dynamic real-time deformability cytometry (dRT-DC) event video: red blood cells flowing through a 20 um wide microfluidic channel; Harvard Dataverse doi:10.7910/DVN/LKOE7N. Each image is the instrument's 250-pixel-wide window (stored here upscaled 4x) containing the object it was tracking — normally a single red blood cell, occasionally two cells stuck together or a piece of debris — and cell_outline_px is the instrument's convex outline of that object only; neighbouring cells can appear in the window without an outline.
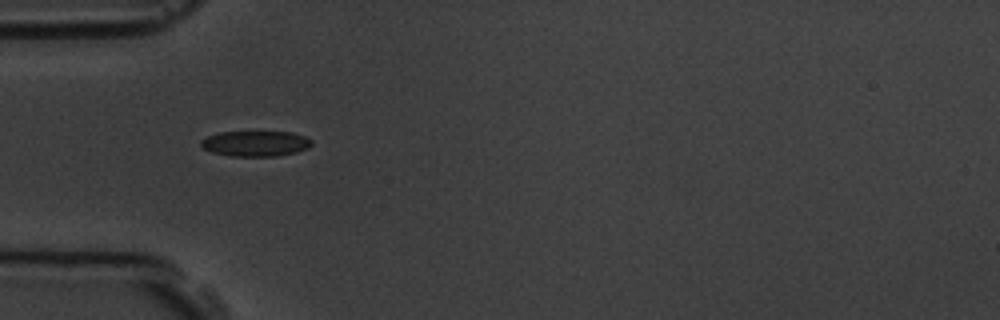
{"species": "common noctule bat (a hibernating species)", "species_latin": "Nyctalus noctula", "temperature_condition": "room temperature", "stored_images_in_passage": 5, "camera_frame_rate_fps": 3000, "um_per_image_px": 0.085, "animal": {"sex": "male", "body_mass_g": 19.5, "forearm_length_mm": 54.6}, "frame": {"image": 1, "passage_image": 4, "time_ms": 4.333, "image_size_px": [1000, 320], "cell_outline_px": [[312, 144], [308, 148], [296, 152], [276, 156], [232, 156], [212, 152], [204, 148], [200, 144], [200, 140], [208, 136], [220, 132], [292, 132], [304, 136], [312, 140]], "centroid_in_image_um": [21.73, 12.2], "position_along_channel_um": 63.3, "area_um2": 16.36}}
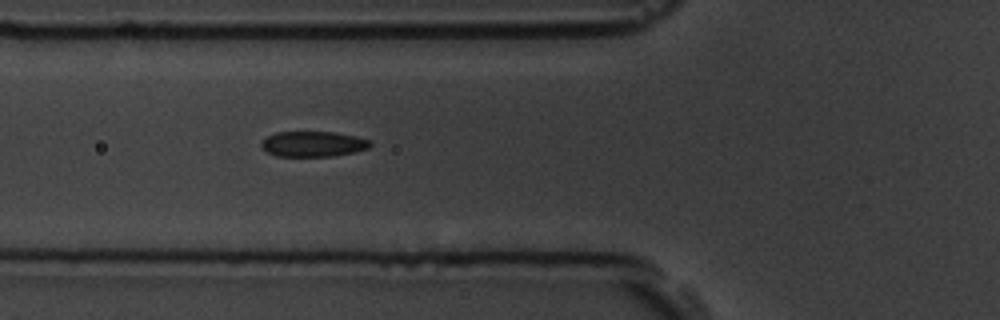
{"frame": {"image": 2, "passage_image": 5, "time_ms": 5.333, "image_size_px": [1000, 320], "cell_outline_px": [[372, 144], [368, 148], [356, 152], [332, 156], [276, 156], [268, 152], [260, 144], [268, 136], [276, 132], [336, 132], [356, 136], [372, 140]], "centroid_in_image_um": [26.67, 12.23], "position_along_channel_um": 99.1, "area_um2": 16.13}}